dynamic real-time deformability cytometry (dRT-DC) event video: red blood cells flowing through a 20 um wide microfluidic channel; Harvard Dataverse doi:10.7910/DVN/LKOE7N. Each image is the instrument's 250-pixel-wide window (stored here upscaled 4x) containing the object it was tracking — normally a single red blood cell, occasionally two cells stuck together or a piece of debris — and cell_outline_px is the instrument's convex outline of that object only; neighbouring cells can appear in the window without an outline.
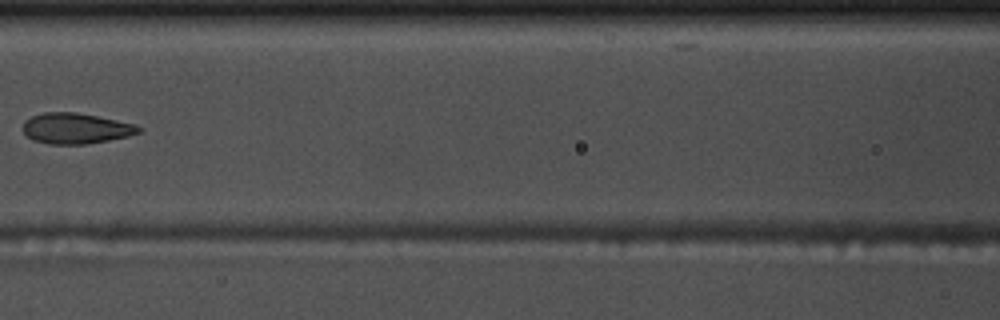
{"species": "common noctule bat (a hibernating species)", "species_latin": "Nyctalus noctula", "temperature_condition": "warm", "stored_images_in_passage": 7, "camera_frame_rate_fps": 3000, "um_per_image_px": 0.085, "animal": {"sex": "male", "body_mass_g": 17.5, "forearm_length_mm": 52.3}, "frame": {"image": 1, "passage_image": 7, "time_ms": 2.0, "image_size_px": [1000, 320], "cell_outline_px": [[140, 132], [128, 136], [108, 140], [84, 144], [48, 144], [32, 140], [24, 132], [24, 120], [32, 116], [44, 112], [76, 112], [136, 124], [140, 128]], "centroid_in_image_um": [6.42, 10.91], "position_along_channel_um": 160.2, "area_um2": 20.52}}